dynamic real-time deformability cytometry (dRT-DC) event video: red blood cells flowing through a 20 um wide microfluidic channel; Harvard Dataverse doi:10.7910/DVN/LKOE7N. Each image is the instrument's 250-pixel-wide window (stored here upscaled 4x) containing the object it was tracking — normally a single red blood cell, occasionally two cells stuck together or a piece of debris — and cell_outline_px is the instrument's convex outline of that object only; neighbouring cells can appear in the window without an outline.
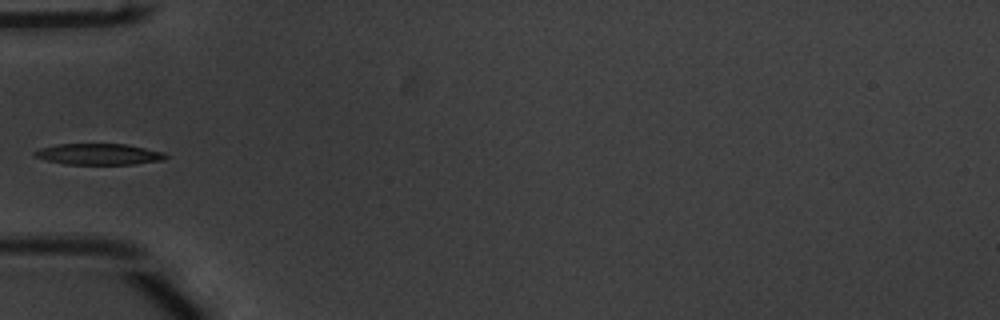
{"species": "common noctule bat (a hibernating species)", "species_latin": "Nyctalus noctula", "temperature_condition": "warm", "stored_images_in_passage": 36, "camera_frame_rate_fps": 3000, "um_per_image_px": 0.085, "animal": {"sex": "male", "body_mass_g": 20.1, "forearm_length_mm": 53.5}, "frame": {"image": 1, "passage_image": 1, "time_ms": 0.0, "image_size_px": [1000, 320], "cell_outline_px": [[168, 156], [164, 160], [136, 164], [64, 164], [32, 156], [32, 152], [40, 148], [56, 144], [128, 144], [164, 152]], "centroid_in_image_um": [8.4, 13.1], "position_along_channel_um": 76.6, "area_um2": 16.24}}
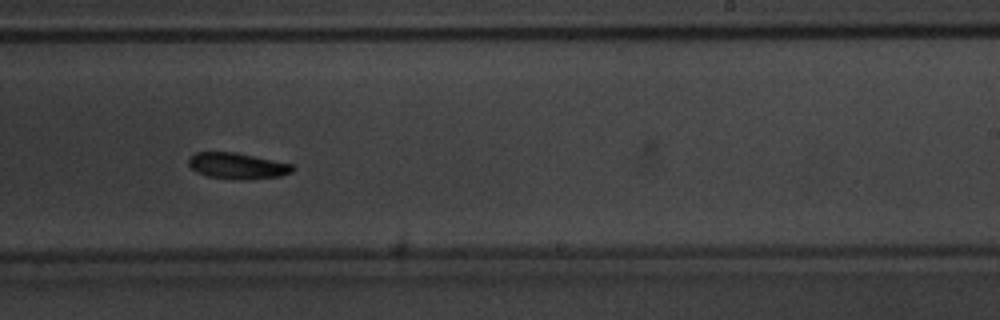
{"frame": {"image": 2, "passage_image": 16, "time_ms": 5.0, "image_size_px": [1000, 320], "cell_outline_px": [[296, 168], [292, 172], [280, 176], [244, 180], [232, 180], [208, 176], [192, 168], [188, 164], [188, 160], [196, 152], [236, 152], [292, 164]], "centroid_in_image_um": [20.21, 14.1], "position_along_channel_um": 268.8, "area_um2": 15.78}}
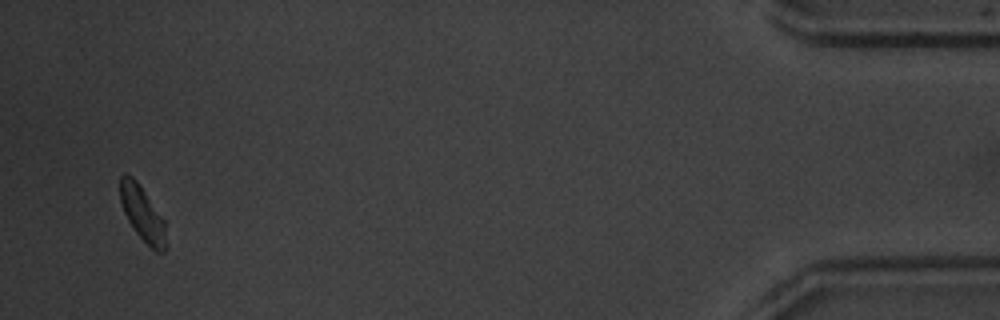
{"frame": {"image": 3, "passage_image": 34, "time_ms": 11.0, "image_size_px": [1000, 320], "cell_outline_px": [[164, 252], [156, 252], [136, 232], [128, 220], [124, 212], [120, 200], [120, 176], [124, 172], [132, 176], [140, 184], [164, 220]], "centroid_in_image_um": [12.06, 18.08], "position_along_channel_um": 423.1, "area_um2": 14.28}}